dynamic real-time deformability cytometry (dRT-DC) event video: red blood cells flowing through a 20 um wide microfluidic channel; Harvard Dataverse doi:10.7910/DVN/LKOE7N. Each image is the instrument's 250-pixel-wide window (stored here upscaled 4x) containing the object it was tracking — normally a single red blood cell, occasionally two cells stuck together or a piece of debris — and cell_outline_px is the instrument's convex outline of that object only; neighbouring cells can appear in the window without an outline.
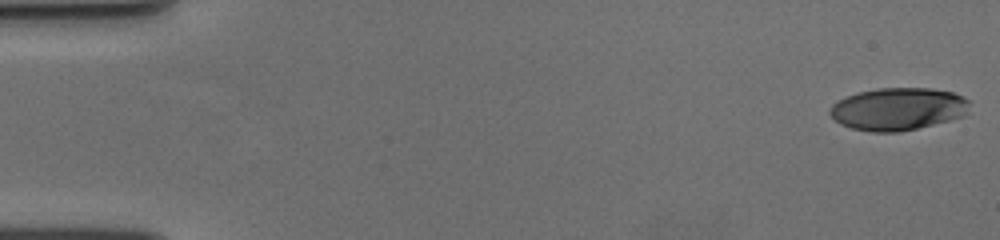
{"species": "human", "species_latin": "Homo sapiens", "temperature_condition": "cold", "stored_images_in_passage": 58, "camera_frame_rate_fps": 3000, "um_per_image_px": 0.085, "donor": {"sex": "female"}, "frame": {"image": 1, "passage_image": 1, "time_ms": 0.0, "image_size_px": [1000, 240], "cell_outline_px": [[968, 112], [964, 116], [900, 132], [872, 132], [852, 128], [840, 124], [828, 112], [832, 104], [856, 92], [880, 88], [932, 88], [952, 92], [964, 96], [968, 100]], "centroid_in_image_um": [76.33, 9.25], "position_along_channel_um": 8.7, "area_um2": 34.51}}
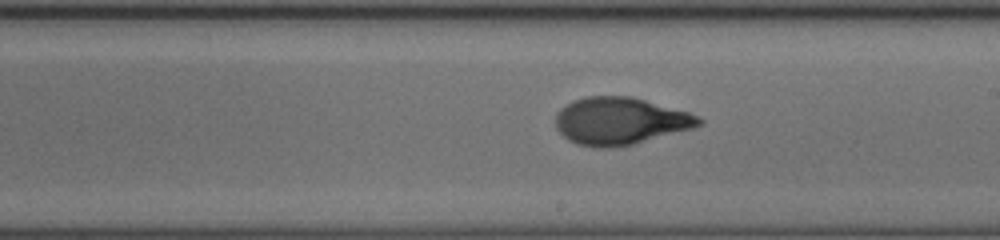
{"frame": {"image": 2, "passage_image": 34, "time_ms": 11.0, "image_size_px": [1000, 240], "cell_outline_px": [[704, 124], [692, 128], [632, 144], [612, 148], [592, 148], [576, 144], [568, 140], [556, 128], [556, 112], [560, 108], [572, 100], [584, 96], [632, 96], [688, 112], [704, 120]], "centroid_in_image_um": [52.66, 10.28], "position_along_channel_um": 236.3, "area_um2": 39.59}}
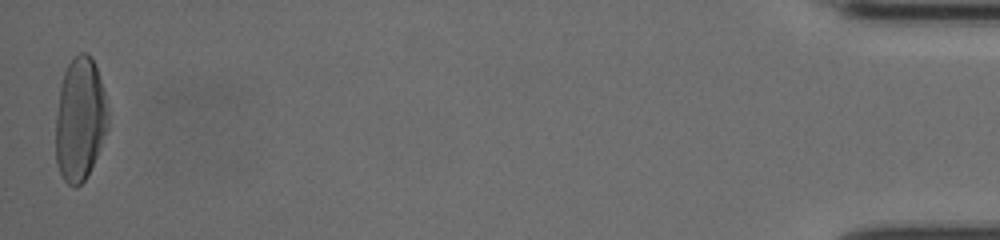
{"frame": {"image": 3, "passage_image": 58, "time_ms": 19.0, "image_size_px": [1000, 240], "cell_outline_px": [[108, 128], [100, 148], [84, 180], [76, 188], [72, 188], [64, 180], [56, 164], [56, 112], [60, 84], [64, 72], [68, 64], [80, 52], [84, 52], [92, 56], [108, 104]], "centroid_in_image_um": [6.79, 10.14], "position_along_channel_um": 428.4, "area_um2": 37.63}, "authors_computed_cell_mechanics": {"area_um2": 37.6278, "velocity_mm_per_s": 3.5833, "shape_relaxation_time_tau1_ms": 3.7423, "shape_relaxation_time_tau2_ms": 0.887, "deformation_change_tau1": 0.2063, "deformation_change_tau2": 0.0594}}